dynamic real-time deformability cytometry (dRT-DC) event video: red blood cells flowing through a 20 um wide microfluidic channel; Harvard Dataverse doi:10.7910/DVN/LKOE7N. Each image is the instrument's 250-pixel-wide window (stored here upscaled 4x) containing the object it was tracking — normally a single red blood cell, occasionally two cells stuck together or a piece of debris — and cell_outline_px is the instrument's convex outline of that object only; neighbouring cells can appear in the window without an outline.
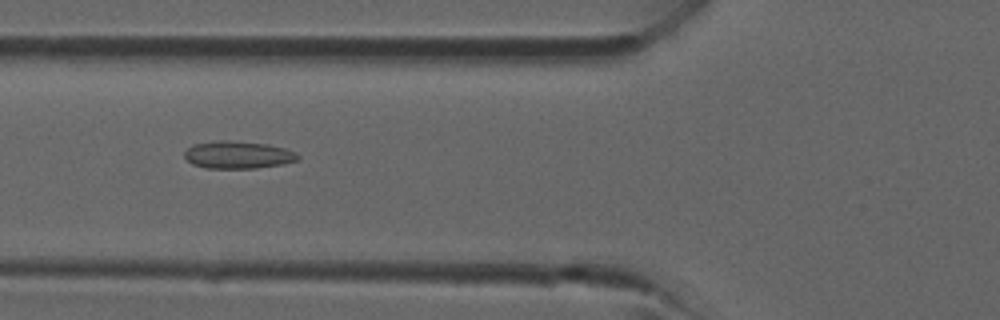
{"species": "common noctule bat (a hibernating species)", "species_latin": "Nyctalus noctula", "temperature_condition": "room temperature", "stored_images_in_passage": 31, "camera_frame_rate_fps": 3000, "um_per_image_px": 0.085, "animal": {"sex": "male", "forearm_length_mm": 52.5}, "frame": {"image": 1, "passage_image": 8, "time_ms": 2.333, "image_size_px": [1000, 320], "cell_outline_px": [[300, 156], [296, 160], [280, 164], [256, 168], [208, 168], [192, 164], [184, 156], [184, 152], [192, 144], [224, 140], [268, 144], [284, 148], [296, 152]], "centroid_in_image_um": [20.21, 13.16], "position_along_channel_um": 105.6, "area_um2": 17.92}}
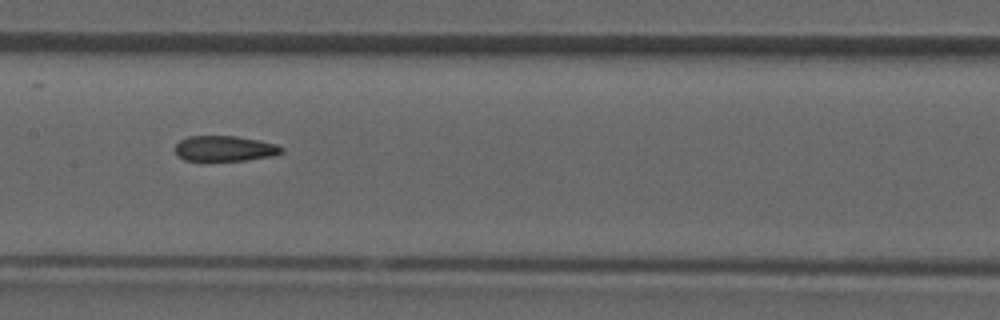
{"frame": {"image": 2, "passage_image": 13, "time_ms": 4.0, "image_size_px": [1000, 320], "cell_outline_px": [[284, 152], [272, 156], [244, 160], [184, 160], [176, 156], [176, 144], [180, 140], [188, 136], [236, 136], [260, 140], [276, 144], [284, 148]], "centroid_in_image_um": [19.11, 12.61], "position_along_channel_um": 188.3, "area_um2": 15.78}}
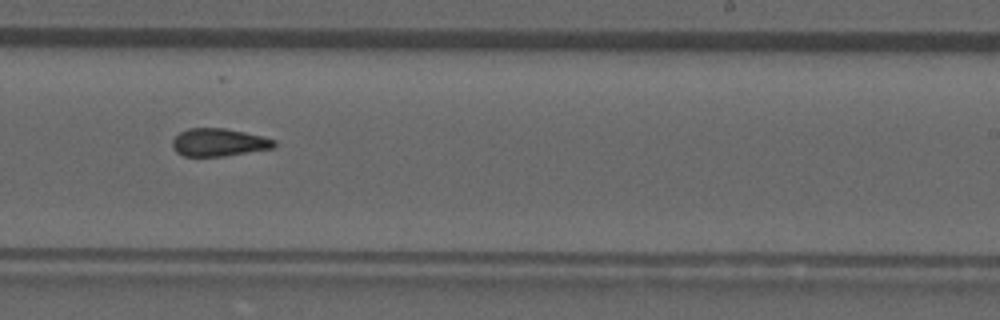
{"frame": {"image": 3, "passage_image": 18, "time_ms": 5.667, "image_size_px": [1000, 320], "cell_outline_px": [[276, 148], [224, 156], [184, 156], [176, 152], [172, 148], [172, 140], [180, 132], [188, 128], [224, 128], [264, 136], [276, 140]], "centroid_in_image_um": [18.62, 12.1], "position_along_channel_um": 270.4, "area_um2": 16.65}}